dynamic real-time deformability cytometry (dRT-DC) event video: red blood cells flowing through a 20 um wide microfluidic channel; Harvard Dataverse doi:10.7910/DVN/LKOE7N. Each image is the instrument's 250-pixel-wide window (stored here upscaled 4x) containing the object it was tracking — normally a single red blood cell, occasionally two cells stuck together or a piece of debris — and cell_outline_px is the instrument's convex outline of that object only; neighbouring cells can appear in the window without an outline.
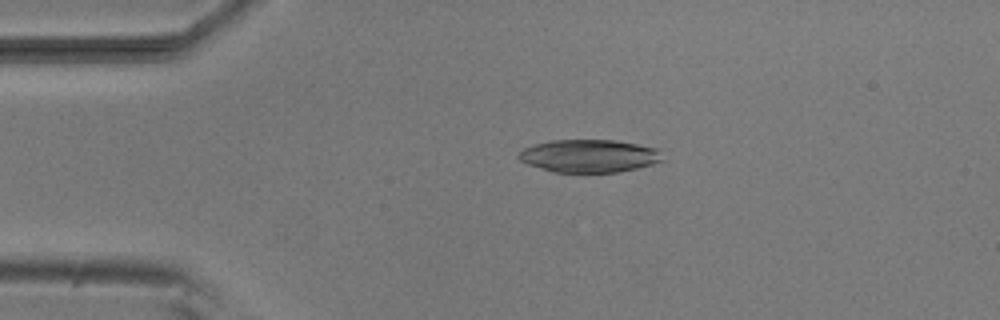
{"species": "common noctule bat (a hibernating species)", "species_latin": "Nyctalus noctula", "temperature_condition": "room temperature", "stored_images_in_passage": 48, "camera_frame_rate_fps": 3000, "um_per_image_px": 0.085, "animal": {"sex": "male", "body_mass_g": 20.5, "forearm_length_mm": 52.5}, "frame": {"image": 1, "passage_image": 10, "time_ms": 3.0, "image_size_px": [1000, 320], "cell_outline_px": [[668, 160], [620, 172], [552, 172], [528, 164], [520, 160], [516, 156], [524, 148], [536, 144], [552, 140], [616, 140], [660, 148]], "centroid_in_image_um": [50.17, 13.25], "position_along_channel_um": 34.8, "area_um2": 27.86}}
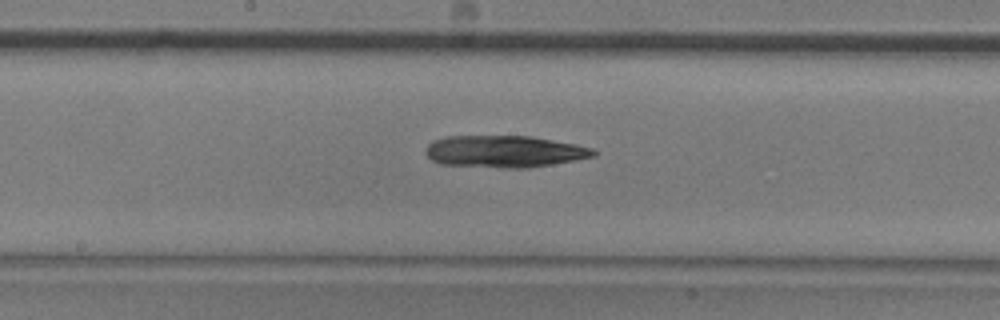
{"frame": {"image": 2, "passage_image": 26, "time_ms": 8.333, "image_size_px": [1000, 320], "cell_outline_px": [[596, 156], [552, 164], [528, 168], [508, 168], [440, 164], [432, 160], [424, 152], [424, 148], [432, 140], [444, 136], [532, 136], [576, 144], [592, 148], [596, 152]], "centroid_in_image_um": [42.84, 12.87], "position_along_channel_um": 205.4, "area_um2": 31.39}}
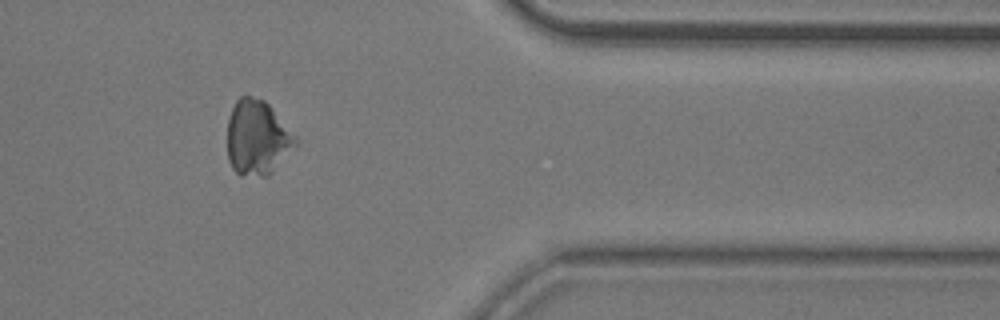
{"frame": {"image": 3, "passage_image": 42, "time_ms": 13.667, "image_size_px": [1000, 320], "cell_outline_px": [[296, 144], [272, 172], [264, 176], [240, 176], [232, 168], [228, 160], [228, 120], [232, 108], [236, 100], [240, 96], [252, 96], [264, 100], [268, 104], [296, 140]], "centroid_in_image_um": [21.8, 11.72], "position_along_channel_um": 389.6, "area_um2": 29.07}}